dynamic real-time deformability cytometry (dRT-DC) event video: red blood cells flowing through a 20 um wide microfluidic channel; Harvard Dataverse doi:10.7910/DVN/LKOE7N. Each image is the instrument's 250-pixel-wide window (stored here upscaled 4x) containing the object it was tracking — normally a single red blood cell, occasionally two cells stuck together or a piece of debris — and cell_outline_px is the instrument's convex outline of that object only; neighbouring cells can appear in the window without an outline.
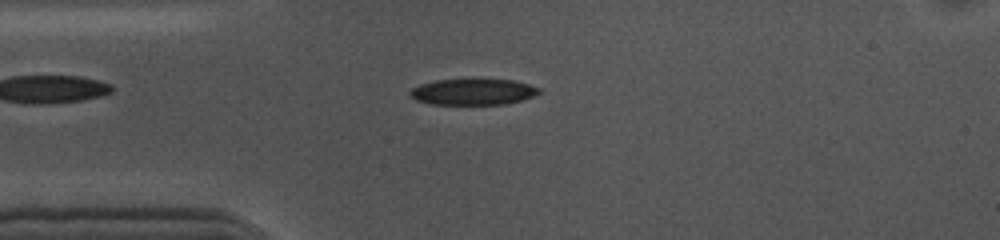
{"species": "common noctule bat (a hibernating species)", "species_latin": "Nyctalus noctula", "temperature_condition": "cold", "stored_images_in_passage": 53, "camera_frame_rate_fps": 3000, "um_per_image_px": 0.085, "animal": {"sex": "female", "body_mass_g": 10.0, "forearm_length_mm": 53.1}, "frame": {"image": 1, "passage_image": 11, "time_ms": 3.333, "image_size_px": [1000, 240], "cell_outline_px": [[540, 92], [532, 96], [520, 100], [504, 104], [432, 104], [416, 100], [408, 92], [412, 88], [420, 84], [436, 80], [512, 80], [528, 84], [540, 88]], "centroid_in_image_um": [40.18, 7.81], "position_along_channel_um": 44.8, "area_um2": 19.25}}
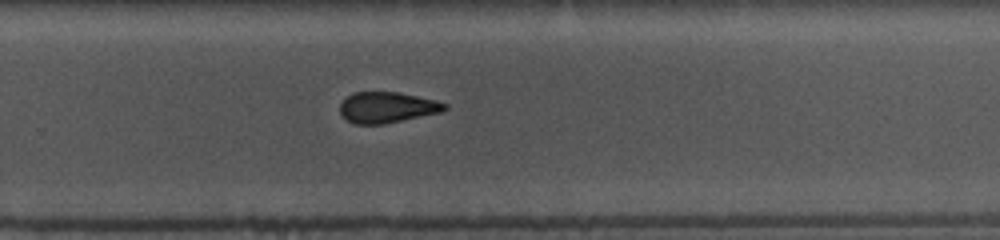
{"frame": {"image": 2, "passage_image": 33, "time_ms": 10.667, "image_size_px": [1000, 240], "cell_outline_px": [[448, 108], [440, 112], [384, 124], [356, 124], [348, 120], [340, 112], [340, 104], [352, 92], [396, 92], [436, 100], [448, 104]], "centroid_in_image_um": [32.91, 9.12], "position_along_channel_um": 296.9, "area_um2": 18.61}}
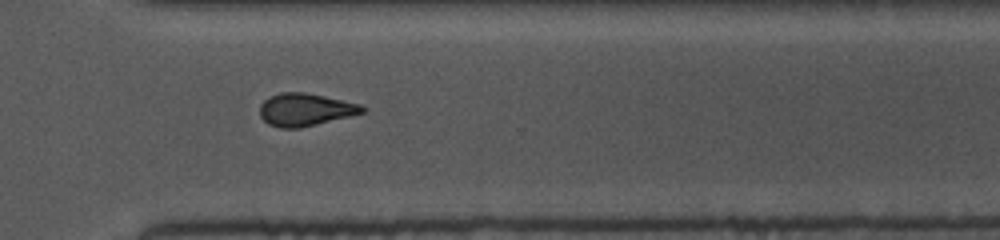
{"frame": {"image": 3, "passage_image": 37, "time_ms": 12.0, "image_size_px": [1000, 240], "cell_outline_px": [[368, 112], [300, 128], [280, 128], [268, 124], [260, 116], [260, 104], [268, 96], [280, 92], [304, 92], [324, 96], [360, 104], [368, 108]], "centroid_in_image_um": [25.97, 9.32], "position_along_channel_um": 344.6, "area_um2": 19.71}, "authors_computed_cell_mechanics": {"area_um2": 19.7098, "velocity_mm_per_s": 3.5808, "shape_relaxation_time_tau1_ms": 7.9814, "shape_relaxation_time_tau2_ms": 5.5072, "deformation_change_tau1": 0.1645, "deformation_change_tau2": 0.1259}}